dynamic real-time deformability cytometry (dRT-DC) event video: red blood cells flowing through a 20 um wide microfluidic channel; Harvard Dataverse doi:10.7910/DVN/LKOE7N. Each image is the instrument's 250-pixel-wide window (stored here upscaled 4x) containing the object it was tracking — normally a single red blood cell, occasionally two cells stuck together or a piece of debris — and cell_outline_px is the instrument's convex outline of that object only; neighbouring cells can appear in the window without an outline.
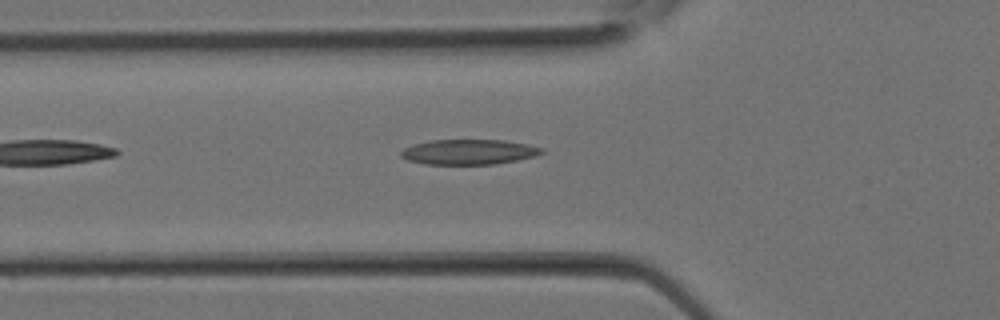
{"species": "Egyptian fruit bat (a non-hibernating species)", "species_latin": "Rousettus aegyptiacus", "temperature_condition": "room temperature", "stored_images_in_passage": 10, "camera_frame_rate_fps": 3000, "um_per_image_px": 0.085, "animal": {"sex": "female"}, "frame": {"image": 1, "passage_image": 10, "time_ms": 3.0, "image_size_px": [1000, 320], "cell_outline_px": [[544, 152], [536, 156], [496, 164], [424, 164], [408, 160], [400, 156], [400, 152], [404, 148], [412, 144], [428, 140], [504, 140], [528, 144], [544, 148]], "centroid_in_image_um": [39.85, 12.91], "position_along_channel_um": 86.0, "area_um2": 20.75}}